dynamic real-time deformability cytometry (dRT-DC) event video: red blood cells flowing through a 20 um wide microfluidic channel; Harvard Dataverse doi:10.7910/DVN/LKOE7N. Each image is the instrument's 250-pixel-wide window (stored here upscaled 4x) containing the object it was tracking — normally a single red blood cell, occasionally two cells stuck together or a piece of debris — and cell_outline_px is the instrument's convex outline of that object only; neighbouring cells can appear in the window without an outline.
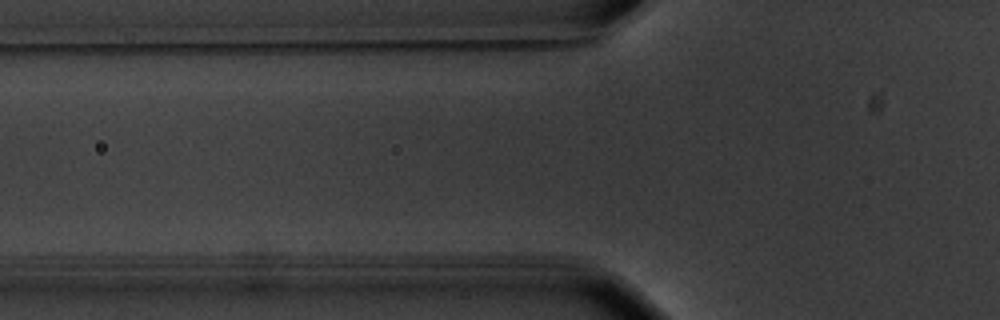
{"species": "common noctule bat (a hibernating species)", "species_latin": "Nyctalus noctula", "temperature_condition": "warm", "stored_images_in_passage": 5, "camera_frame_rate_fps": 3000, "um_per_image_px": 0.085, "animal": {"sex": "male", "body_mass_g": 20.1, "forearm_length_mm": 53.5}, "frame": {"image": 1, "passage_image": 5, "time_ms": 1.333, "image_size_px": [1000, 320], "cell_outline_px": [[552, 212], [444, 212], [424, 204], [440, 196], [444, 196], [540, 204], [552, 208]], "centroid_in_image_um": [41.09, 17.48], "position_along_channel_um": 84.7, "area_um2": 10.12}}